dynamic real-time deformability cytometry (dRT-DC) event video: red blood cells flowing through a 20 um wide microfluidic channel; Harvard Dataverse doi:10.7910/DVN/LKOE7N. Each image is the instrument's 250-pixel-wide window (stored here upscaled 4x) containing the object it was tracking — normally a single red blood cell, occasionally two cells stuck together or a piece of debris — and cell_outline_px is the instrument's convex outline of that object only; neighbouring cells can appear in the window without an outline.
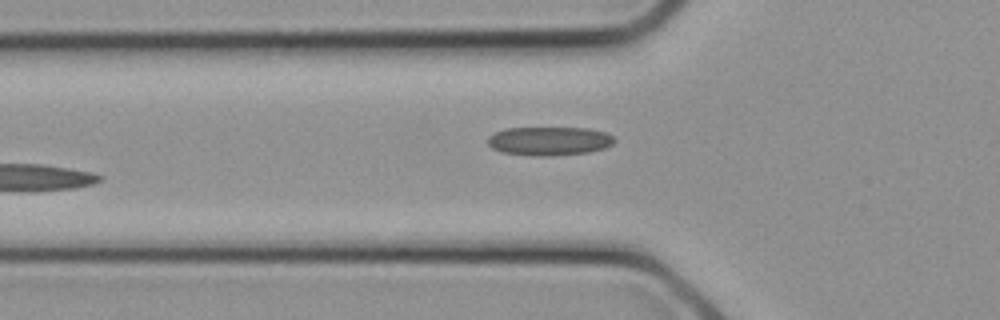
{"species": "common noctule bat (a hibernating species)", "species_latin": "Nyctalus noctula", "temperature_condition": "cold", "stored_images_in_passage": 7, "camera_frame_rate_fps": 3000, "um_per_image_px": 0.085, "animal": {"sex": "female", "body_mass_g": 21.9}, "frame": {"image": 1, "passage_image": 7, "time_ms": 2.0, "image_size_px": [1000, 320], "cell_outline_px": [[616, 140], [612, 144], [604, 148], [588, 152], [552, 156], [532, 156], [500, 152], [492, 148], [488, 144], [488, 136], [504, 128], [588, 128], [604, 132], [612, 136]], "centroid_in_image_um": [46.66, 11.99], "position_along_channel_um": 79.1, "area_um2": 21.27}}